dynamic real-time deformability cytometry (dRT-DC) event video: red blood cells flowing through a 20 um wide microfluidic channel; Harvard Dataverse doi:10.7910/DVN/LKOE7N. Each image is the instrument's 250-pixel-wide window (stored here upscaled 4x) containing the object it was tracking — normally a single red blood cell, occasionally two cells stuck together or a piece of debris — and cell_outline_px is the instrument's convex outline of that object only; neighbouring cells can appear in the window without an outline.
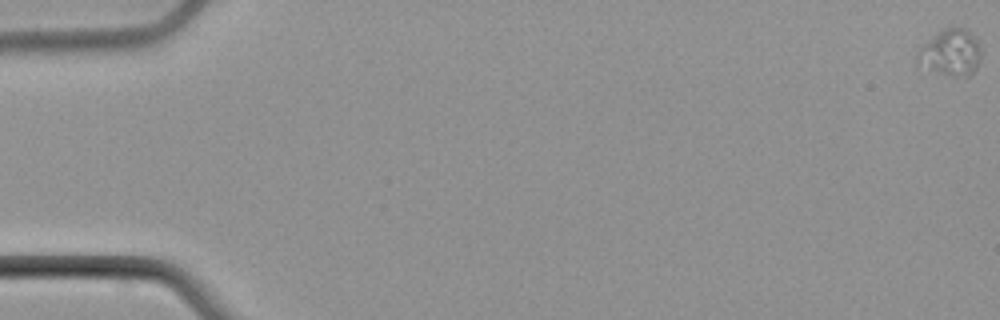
{"species": "common noctule bat (a hibernating species)", "species_latin": "Nyctalus noctula", "temperature_condition": "cold", "stored_images_in_passage": 6, "camera_frame_rate_fps": 3000, "um_per_image_px": 0.085, "animal": {"sex": "male", "body_mass_g": 21.5, "forearm_length_mm": 52.0}, "frame": {"image": 1, "passage_image": 1, "time_ms": 0.0, "image_size_px": [1000, 320], "cell_outline_px": [[980, 56], [976, 68], [968, 76], [916, 68], [916, 52], [924, 44], [944, 28], [964, 28], [972, 36], [980, 48]], "centroid_in_image_um": [80.73, 4.48], "position_along_channel_um": 4.3, "area_um2": 16.7}}
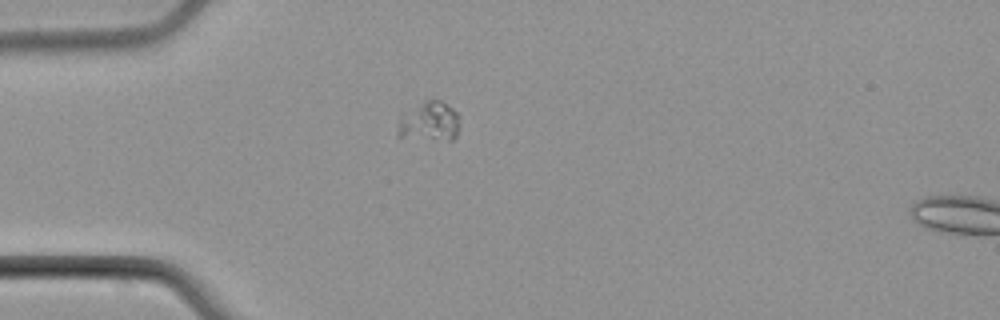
{"frame": {"image": 2, "passage_image": 5, "time_ms": 5.333, "image_size_px": [1000, 320], "cell_outline_px": [[460, 124], [456, 136], [452, 140], [448, 140], [396, 136], [396, 132], [400, 120], [404, 112], [428, 100], [440, 100], [452, 108], [460, 116]], "centroid_in_image_um": [36.53, 10.34], "position_along_channel_um": 48.5, "area_um2": 14.1}}